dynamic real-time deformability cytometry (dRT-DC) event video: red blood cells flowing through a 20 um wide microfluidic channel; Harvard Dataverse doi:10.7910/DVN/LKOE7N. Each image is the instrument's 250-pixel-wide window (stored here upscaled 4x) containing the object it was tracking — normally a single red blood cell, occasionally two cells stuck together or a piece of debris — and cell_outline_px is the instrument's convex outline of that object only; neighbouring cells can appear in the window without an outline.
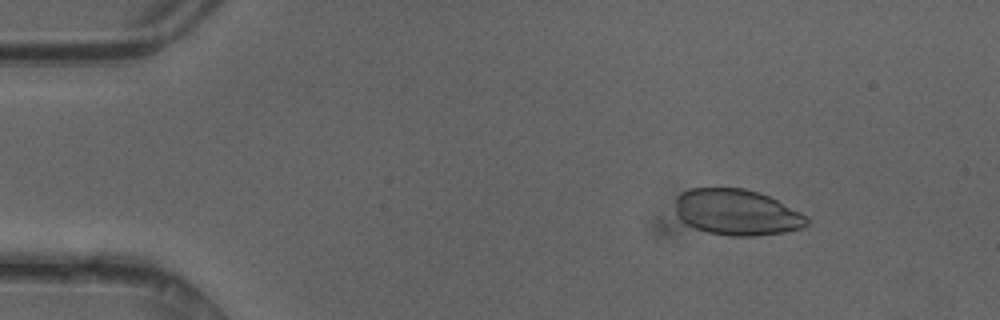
{"species": "common noctule bat (a hibernating species)", "species_latin": "Nyctalus noctula", "temperature_condition": "cold", "stored_images_in_passage": 49, "camera_frame_rate_fps": 3000, "um_per_image_px": 0.085, "animal": {"sex": "female"}, "frame": {"image": 1, "passage_image": 7, "time_ms": 2.0, "image_size_px": [1000, 320], "cell_outline_px": [[808, 224], [800, 228], [784, 232], [752, 236], [728, 236], [708, 232], [696, 228], [688, 224], [676, 212], [676, 196], [680, 192], [688, 188], [744, 188], [760, 192], [808, 216]], "centroid_in_image_um": [62.62, 18.03], "position_along_channel_um": 22.4, "area_um2": 35.03}}
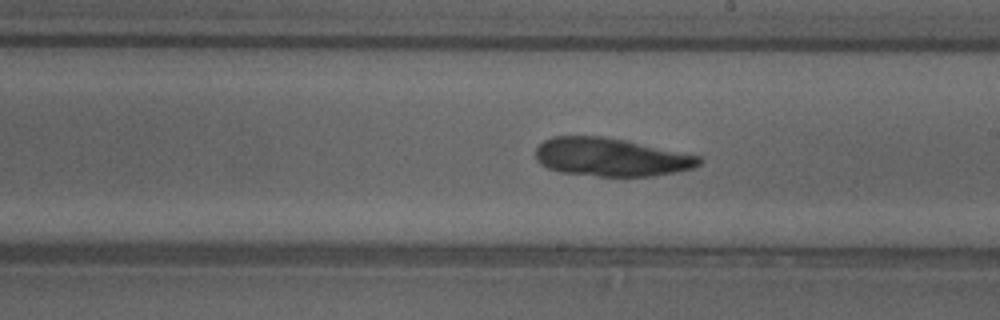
{"frame": {"image": 2, "passage_image": 28, "time_ms": 9.0, "image_size_px": [1000, 320], "cell_outline_px": [[704, 160], [700, 164], [692, 168], [656, 176], [596, 176], [560, 172], [548, 168], [540, 164], [536, 160], [536, 148], [544, 140], [552, 136], [600, 136], [624, 140], [700, 156]], "centroid_in_image_um": [51.9, 13.36], "position_along_channel_um": 237.1, "area_um2": 36.36}}
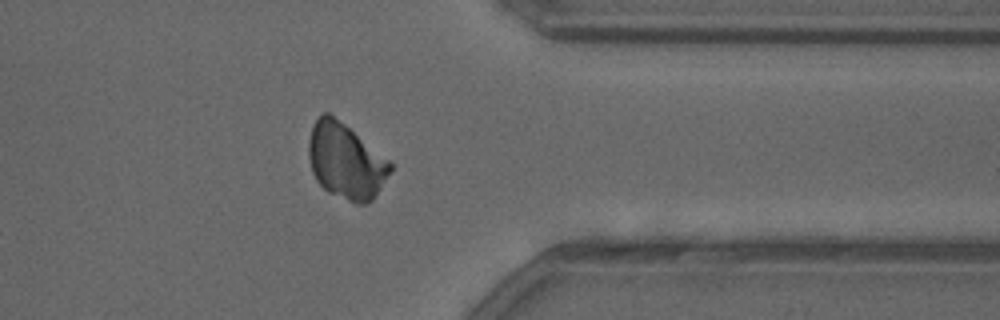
{"frame": {"image": 3, "passage_image": 39, "time_ms": 12.667, "image_size_px": [1000, 320], "cell_outline_px": [[392, 172], [376, 196], [368, 204], [356, 204], [328, 192], [316, 180], [312, 172], [308, 156], [308, 140], [312, 124], [324, 112], [328, 112], [344, 124], [388, 160], [392, 164]], "centroid_in_image_um": [29.38, 13.73], "position_along_channel_um": 382.0, "area_um2": 35.78}}